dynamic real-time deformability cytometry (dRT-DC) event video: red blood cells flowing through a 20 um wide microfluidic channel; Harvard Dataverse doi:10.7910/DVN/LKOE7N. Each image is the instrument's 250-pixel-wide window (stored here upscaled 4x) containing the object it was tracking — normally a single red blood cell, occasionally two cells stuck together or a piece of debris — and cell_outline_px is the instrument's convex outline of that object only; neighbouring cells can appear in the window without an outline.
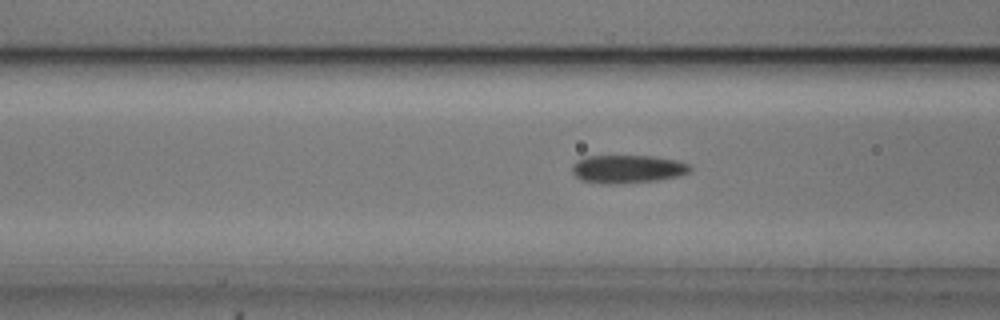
{"species": "common noctule bat (a hibernating species)", "species_latin": "Nyctalus noctula", "temperature_condition": "cold", "stored_images_in_passage": 30, "camera_frame_rate_fps": 3000, "um_per_image_px": 0.085, "animal": {"sex": "male", "body_mass_g": 20.5, "forearm_length_mm": 52.5}, "frame": {"image": 1, "passage_image": 4, "time_ms": 1.0, "image_size_px": [1000, 320], "cell_outline_px": [[692, 168], [688, 172], [676, 176], [656, 180], [616, 184], [604, 184], [580, 180], [572, 172], [572, 164], [576, 160], [584, 156], [652, 156], [680, 160], [688, 164]], "centroid_in_image_um": [53.3, 14.36], "position_along_channel_um": 113.3, "area_um2": 19.42}}
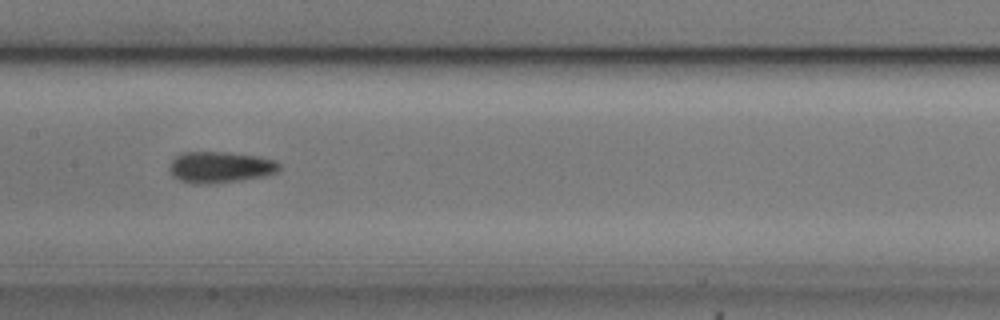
{"frame": {"image": 2, "passage_image": 10, "time_ms": 3.0, "image_size_px": [1000, 320], "cell_outline_px": [[280, 168], [276, 172], [264, 176], [244, 180], [212, 184], [192, 184], [180, 180], [172, 176], [168, 168], [168, 164], [176, 156], [184, 152], [224, 152], [256, 156], [272, 160], [280, 164]], "centroid_in_image_um": [18.66, 14.23], "position_along_channel_um": 188.7, "area_um2": 20.11}}
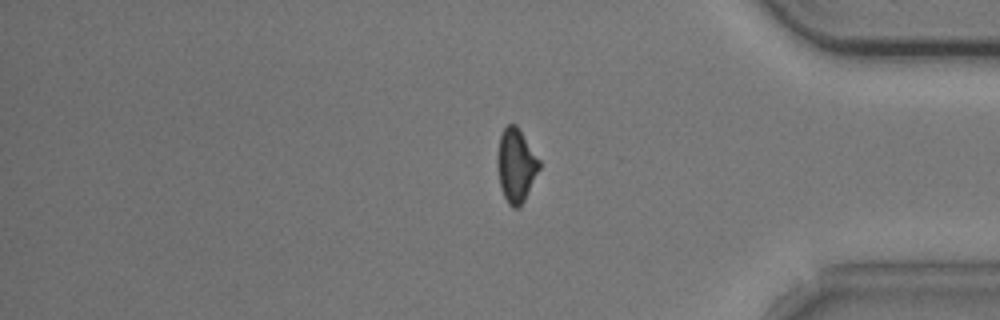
{"frame": {"image": 3, "passage_image": 28, "time_ms": 9.0, "image_size_px": [1000, 320], "cell_outline_px": [[540, 168], [520, 208], [512, 208], [508, 204], [504, 196], [500, 184], [496, 164], [496, 156], [500, 136], [504, 128], [508, 124], [516, 124], [520, 128], [540, 160]], "centroid_in_image_um": [43.85, 14.03], "position_along_channel_um": 391.3, "area_um2": 18.15}}